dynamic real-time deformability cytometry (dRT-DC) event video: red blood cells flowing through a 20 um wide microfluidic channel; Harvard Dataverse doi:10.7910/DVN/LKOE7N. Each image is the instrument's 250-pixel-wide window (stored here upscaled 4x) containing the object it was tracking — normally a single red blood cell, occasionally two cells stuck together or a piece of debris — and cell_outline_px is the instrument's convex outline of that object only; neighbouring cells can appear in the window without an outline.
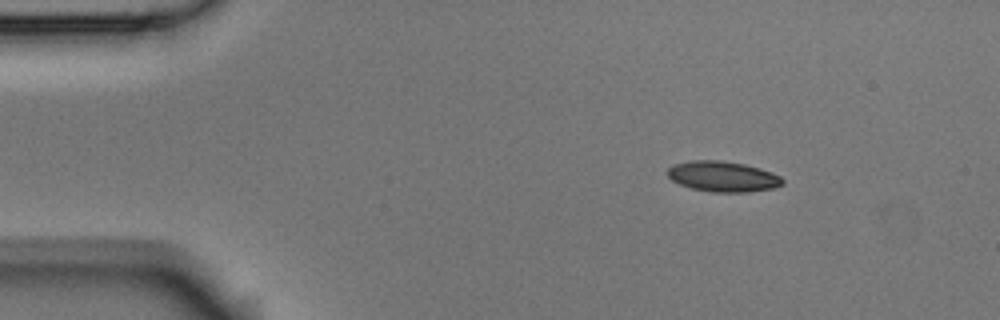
{"species": "Egyptian fruit bat (a non-hibernating species)", "species_latin": "Rousettus aegyptiacus", "temperature_condition": "room temperature", "stored_images_in_passage": 4, "camera_frame_rate_fps": 3000, "um_per_image_px": 0.085, "animal": {"sex": "male"}, "frame": {"image": 1, "passage_image": 2, "time_ms": 0.333, "image_size_px": [1000, 320], "cell_outline_px": [[784, 184], [776, 188], [748, 192], [712, 192], [692, 188], [680, 184], [672, 180], [668, 176], [668, 168], [672, 164], [692, 160], [720, 160], [744, 164], [760, 168], [772, 172], [780, 176], [784, 180]], "centroid_in_image_um": [61.47, 15.0], "position_along_channel_um": 23.5, "area_um2": 20.58}}